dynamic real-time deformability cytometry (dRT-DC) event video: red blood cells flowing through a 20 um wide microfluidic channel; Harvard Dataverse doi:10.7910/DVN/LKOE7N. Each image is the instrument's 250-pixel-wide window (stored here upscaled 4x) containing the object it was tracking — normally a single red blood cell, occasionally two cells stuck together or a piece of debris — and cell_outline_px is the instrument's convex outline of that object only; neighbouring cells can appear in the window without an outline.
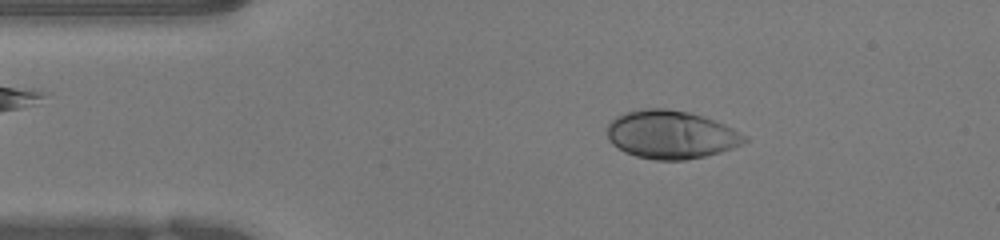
{"species": "human", "species_latin": "Homo sapiens", "temperature_condition": "warm", "stored_images_in_passage": 49, "camera_frame_rate_fps": 3000, "um_per_image_px": 0.085, "donor": {"sex": "female"}, "frame": {"image": 1, "passage_image": 7, "time_ms": 2.0, "image_size_px": [1000, 240], "cell_outline_px": [[748, 140], [732, 148], [720, 152], [704, 156], [684, 160], [656, 160], [636, 156], [624, 152], [612, 144], [608, 140], [608, 124], [616, 116], [624, 112], [640, 108], [664, 108], [688, 112], [704, 116], [724, 124], [748, 136]], "centroid_in_image_um": [57.02, 11.43], "position_along_channel_um": 28.0, "area_um2": 38.67}}
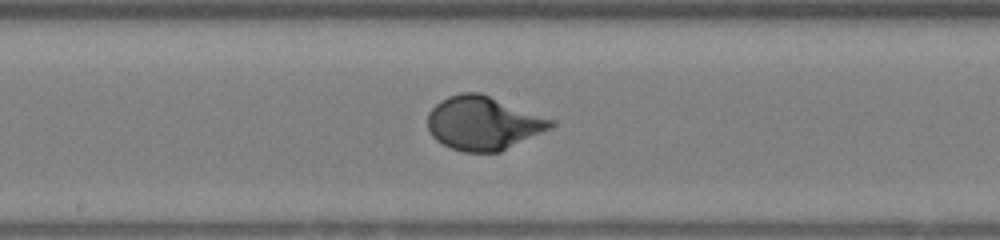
{"frame": {"image": 2, "passage_image": 24, "time_ms": 7.667, "image_size_px": [1000, 240], "cell_outline_px": [[556, 124], [552, 128], [500, 152], [464, 152], [452, 148], [436, 140], [432, 136], [428, 128], [428, 112], [440, 100], [448, 96], [460, 92], [480, 92], [556, 120]], "centroid_in_image_um": [41.1, 10.46], "position_along_channel_um": 207.1, "area_um2": 38.73}}
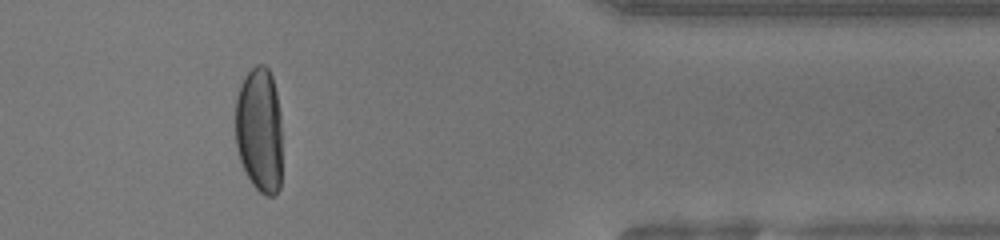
{"frame": {"image": 3, "passage_image": 40, "time_ms": 13.0, "image_size_px": [1000, 240], "cell_outline_px": [[280, 188], [276, 196], [268, 196], [260, 192], [252, 184], [240, 160], [236, 148], [236, 96], [240, 84], [244, 76], [256, 64], [264, 64], [268, 68], [272, 76], [276, 92], [280, 112]], "centroid_in_image_um": [22.04, 11.03], "position_along_channel_um": 389.4, "area_um2": 34.28}, "authors_computed_cell_mechanics": {"area_um2": 38.3214, "velocity_mm_per_s": 3.948, "shape_relaxation_time_tau1_ms": 3.147, "shape_relaxation_time_tau2_ms": null, "deformation_change_tau1": 0.2088, "deformation_change_tau2": null}}